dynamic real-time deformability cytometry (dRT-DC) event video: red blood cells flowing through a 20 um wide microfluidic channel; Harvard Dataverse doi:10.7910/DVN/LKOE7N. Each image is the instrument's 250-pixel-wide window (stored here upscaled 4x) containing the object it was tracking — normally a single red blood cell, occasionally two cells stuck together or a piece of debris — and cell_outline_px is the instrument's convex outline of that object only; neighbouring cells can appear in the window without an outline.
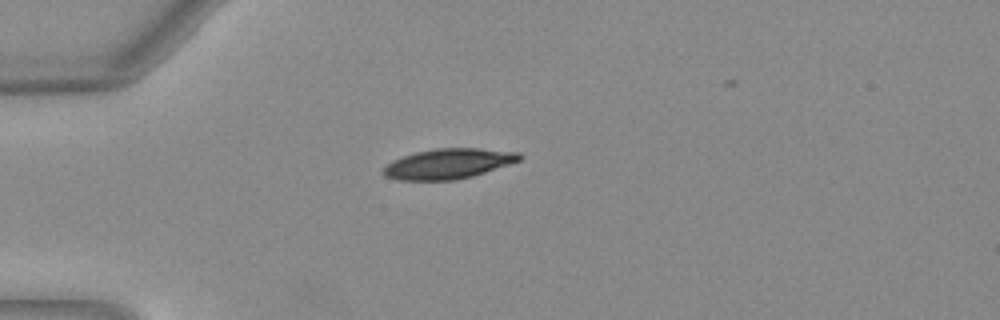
{"species": "Egyptian fruit bat (a non-hibernating species)", "species_latin": "Rousettus aegyptiacus", "temperature_condition": "warm", "stored_images_in_passage": 13, "camera_frame_rate_fps": 3000, "um_per_image_px": 0.085, "animal": {"sex": "female"}, "frame": {"image": 1, "passage_image": 1, "time_ms": 0.0, "image_size_px": [1000, 320], "cell_outline_px": [[524, 156], [520, 160], [472, 176], [456, 180], [396, 180], [384, 176], [380, 172], [380, 168], [392, 160], [416, 152], [436, 148], [480, 148], [520, 152]], "centroid_in_image_um": [38.05, 13.91], "position_along_channel_um": 46.9, "area_um2": 24.1}}
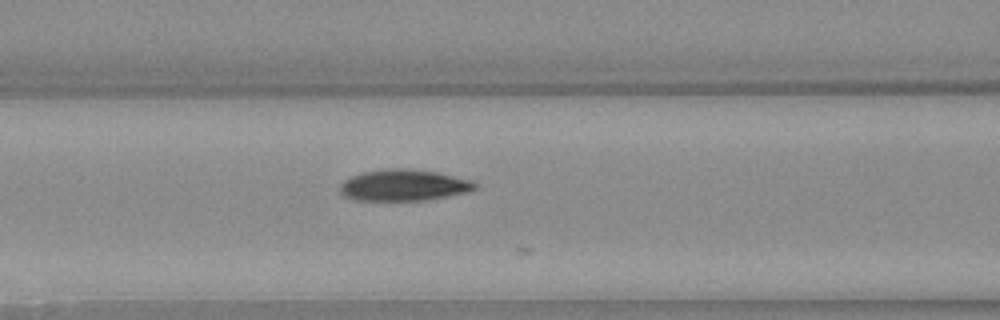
{"frame": {"image": 2, "passage_image": 9, "time_ms": 2.667, "image_size_px": [1000, 320], "cell_outline_px": [[476, 188], [468, 192], [424, 200], [356, 200], [344, 196], [340, 192], [340, 184], [344, 180], [352, 176], [364, 172], [384, 168], [412, 168], [436, 172], [472, 180], [476, 184]], "centroid_in_image_um": [34.3, 15.73], "position_along_channel_um": 132.3, "area_um2": 24.62}}